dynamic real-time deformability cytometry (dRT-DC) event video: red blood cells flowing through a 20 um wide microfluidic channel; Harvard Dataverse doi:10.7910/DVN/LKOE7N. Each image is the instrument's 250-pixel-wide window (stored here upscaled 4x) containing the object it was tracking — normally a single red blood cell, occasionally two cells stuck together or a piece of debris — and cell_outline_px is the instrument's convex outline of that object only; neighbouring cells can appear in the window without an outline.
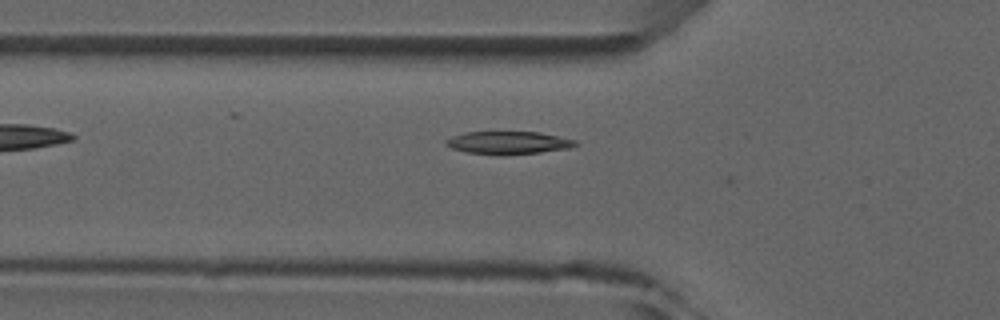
{"species": "common noctule bat (a hibernating species)", "species_latin": "Nyctalus noctula", "temperature_condition": "room temperature", "stored_images_in_passage": 3, "camera_frame_rate_fps": 3000, "um_per_image_px": 0.085, "animal": {"sex": "male", "forearm_length_mm": 52.5}, "frame": {"image": 1, "passage_image": 3, "time_ms": 2.333, "image_size_px": [1000, 320], "cell_outline_px": [[580, 144], [572, 148], [540, 152], [500, 156], [468, 152], [452, 148], [444, 144], [444, 140], [452, 136], [464, 132], [540, 132], [576, 140]], "centroid_in_image_um": [43.22, 12.14], "position_along_channel_um": 82.6, "area_um2": 17.46}}